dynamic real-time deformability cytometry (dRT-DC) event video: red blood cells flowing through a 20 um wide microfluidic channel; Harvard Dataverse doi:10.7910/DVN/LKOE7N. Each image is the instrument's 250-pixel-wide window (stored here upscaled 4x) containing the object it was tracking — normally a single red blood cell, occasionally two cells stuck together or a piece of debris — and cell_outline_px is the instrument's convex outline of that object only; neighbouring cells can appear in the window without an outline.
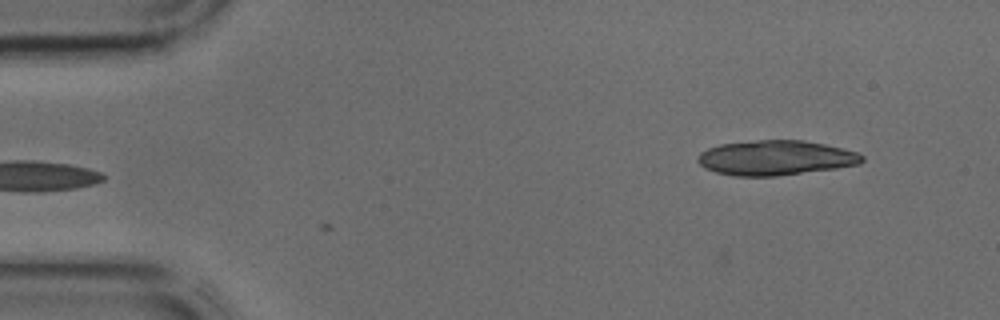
{"species": "common noctule bat (a hibernating species)", "species_latin": "Nyctalus noctula", "temperature_condition": "cold", "stored_images_in_passage": 5, "camera_frame_rate_fps": 3000, "um_per_image_px": 0.085, "animal": {"sex": "male", "body_mass_g": 17.9, "forearm_length_mm": 54.2}, "frame": {"image": 1, "passage_image": 5, "time_ms": 1.333, "image_size_px": [1000, 320], "cell_outline_px": [[864, 160], [860, 164], [836, 168], [776, 176], [732, 176], [716, 172], [704, 168], [696, 160], [696, 156], [700, 152], [708, 148], [720, 144], [756, 140], [804, 140], [824, 144], [856, 152], [864, 156]], "centroid_in_image_um": [65.88, 13.41], "position_along_channel_um": 19.1, "area_um2": 33.41}}